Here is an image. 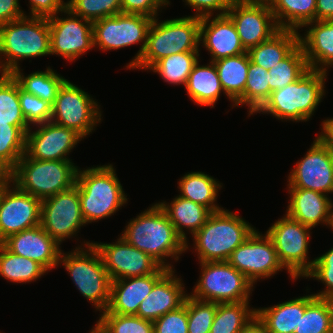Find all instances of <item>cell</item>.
<instances>
[{
  "instance_id": "6da1fadb",
  "label": "cell",
  "mask_w": 333,
  "mask_h": 333,
  "mask_svg": "<svg viewBox=\"0 0 333 333\" xmlns=\"http://www.w3.org/2000/svg\"><path fill=\"white\" fill-rule=\"evenodd\" d=\"M121 236L132 246L149 254L162 267L173 269L165 258L179 260L188 247L158 203L131 219Z\"/></svg>"
},
{
  "instance_id": "7a4b0ae2",
  "label": "cell",
  "mask_w": 333,
  "mask_h": 333,
  "mask_svg": "<svg viewBox=\"0 0 333 333\" xmlns=\"http://www.w3.org/2000/svg\"><path fill=\"white\" fill-rule=\"evenodd\" d=\"M50 54L48 18L25 15L0 26V73H12L19 60Z\"/></svg>"
},
{
  "instance_id": "3957f363",
  "label": "cell",
  "mask_w": 333,
  "mask_h": 333,
  "mask_svg": "<svg viewBox=\"0 0 333 333\" xmlns=\"http://www.w3.org/2000/svg\"><path fill=\"white\" fill-rule=\"evenodd\" d=\"M115 172L112 164L78 169L76 185L86 224L114 215L127 203L128 198Z\"/></svg>"
},
{
  "instance_id": "277c9868",
  "label": "cell",
  "mask_w": 333,
  "mask_h": 333,
  "mask_svg": "<svg viewBox=\"0 0 333 333\" xmlns=\"http://www.w3.org/2000/svg\"><path fill=\"white\" fill-rule=\"evenodd\" d=\"M326 74L309 68L295 82L272 91L256 113L271 114L278 120L309 121L325 96Z\"/></svg>"
},
{
  "instance_id": "5b68a950",
  "label": "cell",
  "mask_w": 333,
  "mask_h": 333,
  "mask_svg": "<svg viewBox=\"0 0 333 333\" xmlns=\"http://www.w3.org/2000/svg\"><path fill=\"white\" fill-rule=\"evenodd\" d=\"M200 18L186 16L158 23L154 18L146 48L133 69L150 70L159 60L182 52H199Z\"/></svg>"
},
{
  "instance_id": "8992f818",
  "label": "cell",
  "mask_w": 333,
  "mask_h": 333,
  "mask_svg": "<svg viewBox=\"0 0 333 333\" xmlns=\"http://www.w3.org/2000/svg\"><path fill=\"white\" fill-rule=\"evenodd\" d=\"M255 230L239 215L222 209L212 212L192 236L200 262L227 261L231 253Z\"/></svg>"
},
{
  "instance_id": "52a82bcc",
  "label": "cell",
  "mask_w": 333,
  "mask_h": 333,
  "mask_svg": "<svg viewBox=\"0 0 333 333\" xmlns=\"http://www.w3.org/2000/svg\"><path fill=\"white\" fill-rule=\"evenodd\" d=\"M78 167L72 161H46L26 153L10 172L20 190L43 200L76 185Z\"/></svg>"
},
{
  "instance_id": "ba28073f",
  "label": "cell",
  "mask_w": 333,
  "mask_h": 333,
  "mask_svg": "<svg viewBox=\"0 0 333 333\" xmlns=\"http://www.w3.org/2000/svg\"><path fill=\"white\" fill-rule=\"evenodd\" d=\"M85 242V248L80 245L70 253L61 252L59 264L63 263L79 292L103 312L110 302L111 279L99 251L92 242Z\"/></svg>"
},
{
  "instance_id": "9c48e42d",
  "label": "cell",
  "mask_w": 333,
  "mask_h": 333,
  "mask_svg": "<svg viewBox=\"0 0 333 333\" xmlns=\"http://www.w3.org/2000/svg\"><path fill=\"white\" fill-rule=\"evenodd\" d=\"M199 263L201 276L190 296L216 303L250 301L254 285L227 261Z\"/></svg>"
},
{
  "instance_id": "30bf717a",
  "label": "cell",
  "mask_w": 333,
  "mask_h": 333,
  "mask_svg": "<svg viewBox=\"0 0 333 333\" xmlns=\"http://www.w3.org/2000/svg\"><path fill=\"white\" fill-rule=\"evenodd\" d=\"M152 21L153 18L145 15L125 13L97 20L93 22L94 47L108 51L143 43L135 58L126 66L133 69L146 48Z\"/></svg>"
},
{
  "instance_id": "8fae6325",
  "label": "cell",
  "mask_w": 333,
  "mask_h": 333,
  "mask_svg": "<svg viewBox=\"0 0 333 333\" xmlns=\"http://www.w3.org/2000/svg\"><path fill=\"white\" fill-rule=\"evenodd\" d=\"M311 229L285 214L266 231L273 241L281 264L292 280L304 277L315 261L308 260L307 256Z\"/></svg>"
},
{
  "instance_id": "7c38bea8",
  "label": "cell",
  "mask_w": 333,
  "mask_h": 333,
  "mask_svg": "<svg viewBox=\"0 0 333 333\" xmlns=\"http://www.w3.org/2000/svg\"><path fill=\"white\" fill-rule=\"evenodd\" d=\"M97 103L87 92L66 80L52 105L51 122L73 129L84 139L102 120Z\"/></svg>"
},
{
  "instance_id": "4fadbf2b",
  "label": "cell",
  "mask_w": 333,
  "mask_h": 333,
  "mask_svg": "<svg viewBox=\"0 0 333 333\" xmlns=\"http://www.w3.org/2000/svg\"><path fill=\"white\" fill-rule=\"evenodd\" d=\"M288 188L333 193V150L319 134L288 176Z\"/></svg>"
},
{
  "instance_id": "5bb4252c",
  "label": "cell",
  "mask_w": 333,
  "mask_h": 333,
  "mask_svg": "<svg viewBox=\"0 0 333 333\" xmlns=\"http://www.w3.org/2000/svg\"><path fill=\"white\" fill-rule=\"evenodd\" d=\"M227 262L244 274L254 285L259 279L270 278L282 269L272 239L256 229L230 255Z\"/></svg>"
},
{
  "instance_id": "9a60e30c",
  "label": "cell",
  "mask_w": 333,
  "mask_h": 333,
  "mask_svg": "<svg viewBox=\"0 0 333 333\" xmlns=\"http://www.w3.org/2000/svg\"><path fill=\"white\" fill-rule=\"evenodd\" d=\"M40 225L59 245L66 238L76 236L86 225L77 185L42 200Z\"/></svg>"
},
{
  "instance_id": "2e32d148",
  "label": "cell",
  "mask_w": 333,
  "mask_h": 333,
  "mask_svg": "<svg viewBox=\"0 0 333 333\" xmlns=\"http://www.w3.org/2000/svg\"><path fill=\"white\" fill-rule=\"evenodd\" d=\"M61 13L67 17L59 18L56 14L48 18L50 52L71 62L94 48L93 23L74 15L68 8Z\"/></svg>"
},
{
  "instance_id": "e0dca14e",
  "label": "cell",
  "mask_w": 333,
  "mask_h": 333,
  "mask_svg": "<svg viewBox=\"0 0 333 333\" xmlns=\"http://www.w3.org/2000/svg\"><path fill=\"white\" fill-rule=\"evenodd\" d=\"M111 281L146 276L162 266L149 254L130 245L122 236L112 243H94Z\"/></svg>"
},
{
  "instance_id": "ac0fdd59",
  "label": "cell",
  "mask_w": 333,
  "mask_h": 333,
  "mask_svg": "<svg viewBox=\"0 0 333 333\" xmlns=\"http://www.w3.org/2000/svg\"><path fill=\"white\" fill-rule=\"evenodd\" d=\"M41 203L39 198L10 184L0 203V243L10 235L40 225Z\"/></svg>"
},
{
  "instance_id": "d6986e66",
  "label": "cell",
  "mask_w": 333,
  "mask_h": 333,
  "mask_svg": "<svg viewBox=\"0 0 333 333\" xmlns=\"http://www.w3.org/2000/svg\"><path fill=\"white\" fill-rule=\"evenodd\" d=\"M226 14L232 19L247 51L280 30L269 4L234 0Z\"/></svg>"
},
{
  "instance_id": "ffe728a7",
  "label": "cell",
  "mask_w": 333,
  "mask_h": 333,
  "mask_svg": "<svg viewBox=\"0 0 333 333\" xmlns=\"http://www.w3.org/2000/svg\"><path fill=\"white\" fill-rule=\"evenodd\" d=\"M38 129L26 133L25 153L32 159L71 161L67 156L82 140L73 129L59 126L51 121L34 125Z\"/></svg>"
},
{
  "instance_id": "44dd1931",
  "label": "cell",
  "mask_w": 333,
  "mask_h": 333,
  "mask_svg": "<svg viewBox=\"0 0 333 333\" xmlns=\"http://www.w3.org/2000/svg\"><path fill=\"white\" fill-rule=\"evenodd\" d=\"M2 244L14 254L36 261L47 273L59 265L63 252L41 225L10 235Z\"/></svg>"
},
{
  "instance_id": "7402d4cb",
  "label": "cell",
  "mask_w": 333,
  "mask_h": 333,
  "mask_svg": "<svg viewBox=\"0 0 333 333\" xmlns=\"http://www.w3.org/2000/svg\"><path fill=\"white\" fill-rule=\"evenodd\" d=\"M211 18L212 16L200 18L199 37V43H203L210 52L211 62L247 52L232 19L227 14L215 15L210 20Z\"/></svg>"
},
{
  "instance_id": "603a6c76",
  "label": "cell",
  "mask_w": 333,
  "mask_h": 333,
  "mask_svg": "<svg viewBox=\"0 0 333 333\" xmlns=\"http://www.w3.org/2000/svg\"><path fill=\"white\" fill-rule=\"evenodd\" d=\"M169 270L166 267H161L156 273L146 276L111 281L110 302L107 311L121 315H136L140 303Z\"/></svg>"
},
{
  "instance_id": "cb8c5ba5",
  "label": "cell",
  "mask_w": 333,
  "mask_h": 333,
  "mask_svg": "<svg viewBox=\"0 0 333 333\" xmlns=\"http://www.w3.org/2000/svg\"><path fill=\"white\" fill-rule=\"evenodd\" d=\"M174 271L175 269H170L153 286L152 291L140 303L136 316L154 321L184 304L188 294L184 291L182 279L177 278Z\"/></svg>"
},
{
  "instance_id": "d4e9b609",
  "label": "cell",
  "mask_w": 333,
  "mask_h": 333,
  "mask_svg": "<svg viewBox=\"0 0 333 333\" xmlns=\"http://www.w3.org/2000/svg\"><path fill=\"white\" fill-rule=\"evenodd\" d=\"M288 190L290 201L287 216L311 228L322 223L333 229V202L328 195L301 188Z\"/></svg>"
},
{
  "instance_id": "484cf974",
  "label": "cell",
  "mask_w": 333,
  "mask_h": 333,
  "mask_svg": "<svg viewBox=\"0 0 333 333\" xmlns=\"http://www.w3.org/2000/svg\"><path fill=\"white\" fill-rule=\"evenodd\" d=\"M307 26L304 37L299 34V44L308 67L327 73L333 65V20L312 21Z\"/></svg>"
},
{
  "instance_id": "4316f807",
  "label": "cell",
  "mask_w": 333,
  "mask_h": 333,
  "mask_svg": "<svg viewBox=\"0 0 333 333\" xmlns=\"http://www.w3.org/2000/svg\"><path fill=\"white\" fill-rule=\"evenodd\" d=\"M314 294L298 297L267 308L256 309L257 318L268 333H295L307 305Z\"/></svg>"
},
{
  "instance_id": "83f0119b",
  "label": "cell",
  "mask_w": 333,
  "mask_h": 333,
  "mask_svg": "<svg viewBox=\"0 0 333 333\" xmlns=\"http://www.w3.org/2000/svg\"><path fill=\"white\" fill-rule=\"evenodd\" d=\"M185 88L194 103L211 108L219 100L220 94H224L214 62L199 65L198 61L189 74Z\"/></svg>"
},
{
  "instance_id": "f1b7e54d",
  "label": "cell",
  "mask_w": 333,
  "mask_h": 333,
  "mask_svg": "<svg viewBox=\"0 0 333 333\" xmlns=\"http://www.w3.org/2000/svg\"><path fill=\"white\" fill-rule=\"evenodd\" d=\"M177 233L187 242L186 228L194 235L212 213L207 207L177 196L171 203L159 202Z\"/></svg>"
},
{
  "instance_id": "f546056e",
  "label": "cell",
  "mask_w": 333,
  "mask_h": 333,
  "mask_svg": "<svg viewBox=\"0 0 333 333\" xmlns=\"http://www.w3.org/2000/svg\"><path fill=\"white\" fill-rule=\"evenodd\" d=\"M298 45L297 31L280 29L270 39L251 47L247 52L253 63L269 70L286 58Z\"/></svg>"
},
{
  "instance_id": "4dcf8cb0",
  "label": "cell",
  "mask_w": 333,
  "mask_h": 333,
  "mask_svg": "<svg viewBox=\"0 0 333 333\" xmlns=\"http://www.w3.org/2000/svg\"><path fill=\"white\" fill-rule=\"evenodd\" d=\"M221 184L214 177L198 171L181 177L177 188L180 189V197L201 204L211 212H217L223 209L215 203Z\"/></svg>"
},
{
  "instance_id": "1f68e13d",
  "label": "cell",
  "mask_w": 333,
  "mask_h": 333,
  "mask_svg": "<svg viewBox=\"0 0 333 333\" xmlns=\"http://www.w3.org/2000/svg\"><path fill=\"white\" fill-rule=\"evenodd\" d=\"M218 77L227 98L234 103L244 94L247 81L249 54L221 58L214 61Z\"/></svg>"
},
{
  "instance_id": "d6a6232c",
  "label": "cell",
  "mask_w": 333,
  "mask_h": 333,
  "mask_svg": "<svg viewBox=\"0 0 333 333\" xmlns=\"http://www.w3.org/2000/svg\"><path fill=\"white\" fill-rule=\"evenodd\" d=\"M269 6L280 29L298 32L315 21L316 0H271Z\"/></svg>"
},
{
  "instance_id": "836d02e7",
  "label": "cell",
  "mask_w": 333,
  "mask_h": 333,
  "mask_svg": "<svg viewBox=\"0 0 333 333\" xmlns=\"http://www.w3.org/2000/svg\"><path fill=\"white\" fill-rule=\"evenodd\" d=\"M20 67L10 73L20 88L31 93L51 105L54 104L59 88L67 80L57 74L49 66L45 71H35L28 76L21 73Z\"/></svg>"
},
{
  "instance_id": "e575fe53",
  "label": "cell",
  "mask_w": 333,
  "mask_h": 333,
  "mask_svg": "<svg viewBox=\"0 0 333 333\" xmlns=\"http://www.w3.org/2000/svg\"><path fill=\"white\" fill-rule=\"evenodd\" d=\"M249 301L217 303L210 333H241L256 316Z\"/></svg>"
},
{
  "instance_id": "d590c367",
  "label": "cell",
  "mask_w": 333,
  "mask_h": 333,
  "mask_svg": "<svg viewBox=\"0 0 333 333\" xmlns=\"http://www.w3.org/2000/svg\"><path fill=\"white\" fill-rule=\"evenodd\" d=\"M30 126H14L0 121V168L10 173L26 151Z\"/></svg>"
},
{
  "instance_id": "8d00e7d4",
  "label": "cell",
  "mask_w": 333,
  "mask_h": 333,
  "mask_svg": "<svg viewBox=\"0 0 333 333\" xmlns=\"http://www.w3.org/2000/svg\"><path fill=\"white\" fill-rule=\"evenodd\" d=\"M47 271L36 261L16 255L0 243V275L10 282L29 283Z\"/></svg>"
},
{
  "instance_id": "74e56055",
  "label": "cell",
  "mask_w": 333,
  "mask_h": 333,
  "mask_svg": "<svg viewBox=\"0 0 333 333\" xmlns=\"http://www.w3.org/2000/svg\"><path fill=\"white\" fill-rule=\"evenodd\" d=\"M270 74L267 69L253 63L249 57V67L244 94L234 103V106L247 105L249 116L256 113L271 95L269 87Z\"/></svg>"
},
{
  "instance_id": "f35d334b",
  "label": "cell",
  "mask_w": 333,
  "mask_h": 333,
  "mask_svg": "<svg viewBox=\"0 0 333 333\" xmlns=\"http://www.w3.org/2000/svg\"><path fill=\"white\" fill-rule=\"evenodd\" d=\"M295 333H333V300L315 297L307 305Z\"/></svg>"
},
{
  "instance_id": "ab89813d",
  "label": "cell",
  "mask_w": 333,
  "mask_h": 333,
  "mask_svg": "<svg viewBox=\"0 0 333 333\" xmlns=\"http://www.w3.org/2000/svg\"><path fill=\"white\" fill-rule=\"evenodd\" d=\"M199 55V52L172 54L159 60L150 70L158 73L169 84H183L185 87Z\"/></svg>"
},
{
  "instance_id": "60d3db41",
  "label": "cell",
  "mask_w": 333,
  "mask_h": 333,
  "mask_svg": "<svg viewBox=\"0 0 333 333\" xmlns=\"http://www.w3.org/2000/svg\"><path fill=\"white\" fill-rule=\"evenodd\" d=\"M309 69L302 46L299 44L286 58L268 70L271 91L282 89L298 80Z\"/></svg>"
},
{
  "instance_id": "b9f144b4",
  "label": "cell",
  "mask_w": 333,
  "mask_h": 333,
  "mask_svg": "<svg viewBox=\"0 0 333 333\" xmlns=\"http://www.w3.org/2000/svg\"><path fill=\"white\" fill-rule=\"evenodd\" d=\"M0 121L14 126H30L19 102V84L11 74L0 76Z\"/></svg>"
},
{
  "instance_id": "7bdbcfd3",
  "label": "cell",
  "mask_w": 333,
  "mask_h": 333,
  "mask_svg": "<svg viewBox=\"0 0 333 333\" xmlns=\"http://www.w3.org/2000/svg\"><path fill=\"white\" fill-rule=\"evenodd\" d=\"M66 8L92 23L122 13L121 0H68Z\"/></svg>"
},
{
  "instance_id": "ee69618b",
  "label": "cell",
  "mask_w": 333,
  "mask_h": 333,
  "mask_svg": "<svg viewBox=\"0 0 333 333\" xmlns=\"http://www.w3.org/2000/svg\"><path fill=\"white\" fill-rule=\"evenodd\" d=\"M188 333H210L217 310L216 302L202 301L187 295Z\"/></svg>"
},
{
  "instance_id": "f6af8a7d",
  "label": "cell",
  "mask_w": 333,
  "mask_h": 333,
  "mask_svg": "<svg viewBox=\"0 0 333 333\" xmlns=\"http://www.w3.org/2000/svg\"><path fill=\"white\" fill-rule=\"evenodd\" d=\"M100 319L111 333H154L153 321L142 319L136 315H121L101 312Z\"/></svg>"
},
{
  "instance_id": "bcb514c9",
  "label": "cell",
  "mask_w": 333,
  "mask_h": 333,
  "mask_svg": "<svg viewBox=\"0 0 333 333\" xmlns=\"http://www.w3.org/2000/svg\"><path fill=\"white\" fill-rule=\"evenodd\" d=\"M19 102L26 122L31 126L51 121L52 105L27 93L19 86Z\"/></svg>"
},
{
  "instance_id": "7dc6e473",
  "label": "cell",
  "mask_w": 333,
  "mask_h": 333,
  "mask_svg": "<svg viewBox=\"0 0 333 333\" xmlns=\"http://www.w3.org/2000/svg\"><path fill=\"white\" fill-rule=\"evenodd\" d=\"M314 260L311 270L304 278H315V280L321 281L325 285V289L314 295L333 300V248Z\"/></svg>"
},
{
  "instance_id": "c3c4849f",
  "label": "cell",
  "mask_w": 333,
  "mask_h": 333,
  "mask_svg": "<svg viewBox=\"0 0 333 333\" xmlns=\"http://www.w3.org/2000/svg\"><path fill=\"white\" fill-rule=\"evenodd\" d=\"M154 333H188V315L185 304L153 321Z\"/></svg>"
},
{
  "instance_id": "681fc988",
  "label": "cell",
  "mask_w": 333,
  "mask_h": 333,
  "mask_svg": "<svg viewBox=\"0 0 333 333\" xmlns=\"http://www.w3.org/2000/svg\"><path fill=\"white\" fill-rule=\"evenodd\" d=\"M122 13L156 18L160 8L170 5L169 0H121Z\"/></svg>"
},
{
  "instance_id": "f907efd6",
  "label": "cell",
  "mask_w": 333,
  "mask_h": 333,
  "mask_svg": "<svg viewBox=\"0 0 333 333\" xmlns=\"http://www.w3.org/2000/svg\"><path fill=\"white\" fill-rule=\"evenodd\" d=\"M234 0H183L188 6L192 7L196 14L192 16L203 18L212 16L216 10L219 11L217 15H224L230 9Z\"/></svg>"
},
{
  "instance_id": "816d5d0a",
  "label": "cell",
  "mask_w": 333,
  "mask_h": 333,
  "mask_svg": "<svg viewBox=\"0 0 333 333\" xmlns=\"http://www.w3.org/2000/svg\"><path fill=\"white\" fill-rule=\"evenodd\" d=\"M30 15L49 18L60 14L66 8L63 0H29Z\"/></svg>"
},
{
  "instance_id": "f5cc1de1",
  "label": "cell",
  "mask_w": 333,
  "mask_h": 333,
  "mask_svg": "<svg viewBox=\"0 0 333 333\" xmlns=\"http://www.w3.org/2000/svg\"><path fill=\"white\" fill-rule=\"evenodd\" d=\"M20 8L19 0H0V26L25 16Z\"/></svg>"
},
{
  "instance_id": "db71d44e",
  "label": "cell",
  "mask_w": 333,
  "mask_h": 333,
  "mask_svg": "<svg viewBox=\"0 0 333 333\" xmlns=\"http://www.w3.org/2000/svg\"><path fill=\"white\" fill-rule=\"evenodd\" d=\"M333 20V0H316L315 21Z\"/></svg>"
},
{
  "instance_id": "11a10c76",
  "label": "cell",
  "mask_w": 333,
  "mask_h": 333,
  "mask_svg": "<svg viewBox=\"0 0 333 333\" xmlns=\"http://www.w3.org/2000/svg\"><path fill=\"white\" fill-rule=\"evenodd\" d=\"M320 135L331 145L333 150V118L322 121Z\"/></svg>"
},
{
  "instance_id": "9f6ffc18",
  "label": "cell",
  "mask_w": 333,
  "mask_h": 333,
  "mask_svg": "<svg viewBox=\"0 0 333 333\" xmlns=\"http://www.w3.org/2000/svg\"><path fill=\"white\" fill-rule=\"evenodd\" d=\"M241 333H268L265 325L257 318L254 319L246 326Z\"/></svg>"
},
{
  "instance_id": "6f0895ef",
  "label": "cell",
  "mask_w": 333,
  "mask_h": 333,
  "mask_svg": "<svg viewBox=\"0 0 333 333\" xmlns=\"http://www.w3.org/2000/svg\"><path fill=\"white\" fill-rule=\"evenodd\" d=\"M12 183L11 175L7 172L0 173V203L5 189Z\"/></svg>"
},
{
  "instance_id": "680465c9",
  "label": "cell",
  "mask_w": 333,
  "mask_h": 333,
  "mask_svg": "<svg viewBox=\"0 0 333 333\" xmlns=\"http://www.w3.org/2000/svg\"><path fill=\"white\" fill-rule=\"evenodd\" d=\"M90 331V333H111L109 328L105 325V323L99 318V320L96 322V325H94Z\"/></svg>"
},
{
  "instance_id": "91938a15",
  "label": "cell",
  "mask_w": 333,
  "mask_h": 333,
  "mask_svg": "<svg viewBox=\"0 0 333 333\" xmlns=\"http://www.w3.org/2000/svg\"><path fill=\"white\" fill-rule=\"evenodd\" d=\"M237 1L245 3H265V4H269L271 2V0H237Z\"/></svg>"
}]
</instances>
